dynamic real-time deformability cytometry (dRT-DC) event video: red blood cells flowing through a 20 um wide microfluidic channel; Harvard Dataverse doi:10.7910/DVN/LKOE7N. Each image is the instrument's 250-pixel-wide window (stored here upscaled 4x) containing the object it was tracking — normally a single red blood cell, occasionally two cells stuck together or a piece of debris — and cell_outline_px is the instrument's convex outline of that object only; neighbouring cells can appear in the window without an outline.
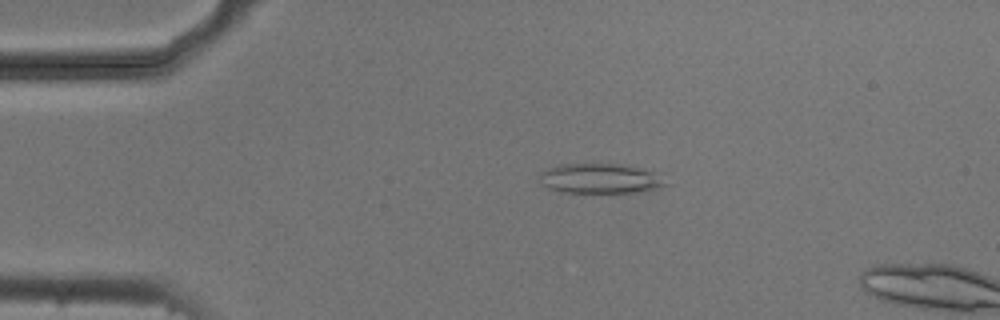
{"species": "common noctule bat (a hibernating species)", "species_latin": "Nyctalus noctula", "temperature_condition": "cold", "stored_images_in_passage": 12, "camera_frame_rate_fps": 3000, "um_per_image_px": 0.085, "animal": {"sex": "male", "body_mass_g": 20.5, "forearm_length_mm": 52.5}, "frame": {"image": 1, "passage_image": 9, "time_ms": 2.667, "image_size_px": [1000, 320], "cell_outline_px": [[672, 184], [660, 188], [636, 192], [564, 192], [548, 188], [540, 184], [540, 172], [548, 168], [560, 164], [632, 164], [664, 172]], "centroid_in_image_um": [51.23, 15.15], "position_along_channel_um": 33.8, "area_um2": 23.0}}